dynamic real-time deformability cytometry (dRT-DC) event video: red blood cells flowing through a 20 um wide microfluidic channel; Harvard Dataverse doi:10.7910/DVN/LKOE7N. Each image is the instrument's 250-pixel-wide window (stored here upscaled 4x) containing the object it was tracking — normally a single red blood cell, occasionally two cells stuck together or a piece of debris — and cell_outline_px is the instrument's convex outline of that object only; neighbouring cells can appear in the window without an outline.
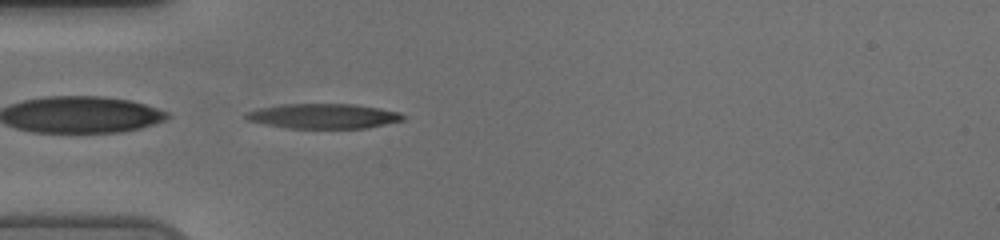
{"species": "human", "species_latin": "Homo sapiens", "temperature_condition": "cold", "stored_images_in_passage": 40, "camera_frame_rate_fps": 3000, "um_per_image_px": 0.085, "donor": {"sex": "female"}, "frame": {"image": 1, "passage_image": 1, "time_ms": 0.0, "image_size_px": [1000, 240], "cell_outline_px": [[404, 116], [400, 120], [364, 128], [292, 128], [268, 124], [248, 120], [244, 116], [248, 112], [264, 108], [292, 104], [348, 104], [376, 108], [396, 112]], "centroid_in_image_um": [27.47, 9.87], "position_along_channel_um": 57.5, "area_um2": 21.68}}
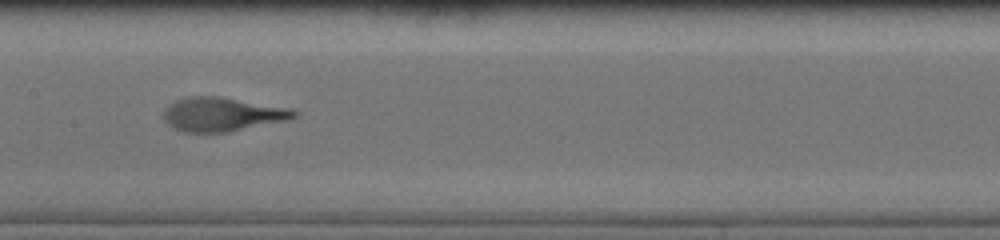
{"frame": {"image": 2, "passage_image": 12, "time_ms": 3.667, "image_size_px": [1000, 240], "cell_outline_px": [[296, 116], [224, 132], [192, 132], [176, 128], [164, 116], [164, 112], [172, 104], [180, 100], [196, 96], [216, 96], [296, 112]], "centroid_in_image_um": [18.74, 9.72], "position_along_channel_um": 188.7, "area_um2": 23.18}}
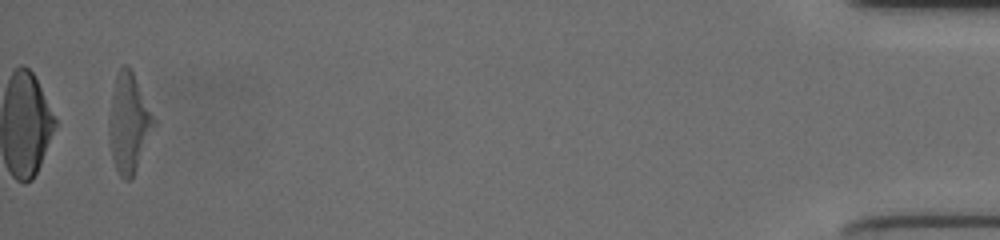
{"frame": {"image": 3, "passage_image": 38, "time_ms": 12.333, "image_size_px": [1000, 240], "cell_outline_px": [[156, 124], [136, 168], [132, 176], [128, 180], [124, 180], [120, 176], [116, 168], [112, 156], [108, 132], [108, 120], [112, 96], [116, 76], [120, 68], [124, 64], [132, 72], [156, 120]], "centroid_in_image_um": [10.94, 10.48], "position_along_channel_um": 424.3, "area_um2": 25.2}, "authors_computed_cell_mechanics": {"area_um2": 23.2645, "velocity_mm_per_s": 3.7254, "shape_relaxation_time_tau1_ms": 2.6544, "shape_relaxation_time_tau2_ms": 0.9532, "deformation_change_tau1": 0.2719, "deformation_change_tau2": 0.1047}}